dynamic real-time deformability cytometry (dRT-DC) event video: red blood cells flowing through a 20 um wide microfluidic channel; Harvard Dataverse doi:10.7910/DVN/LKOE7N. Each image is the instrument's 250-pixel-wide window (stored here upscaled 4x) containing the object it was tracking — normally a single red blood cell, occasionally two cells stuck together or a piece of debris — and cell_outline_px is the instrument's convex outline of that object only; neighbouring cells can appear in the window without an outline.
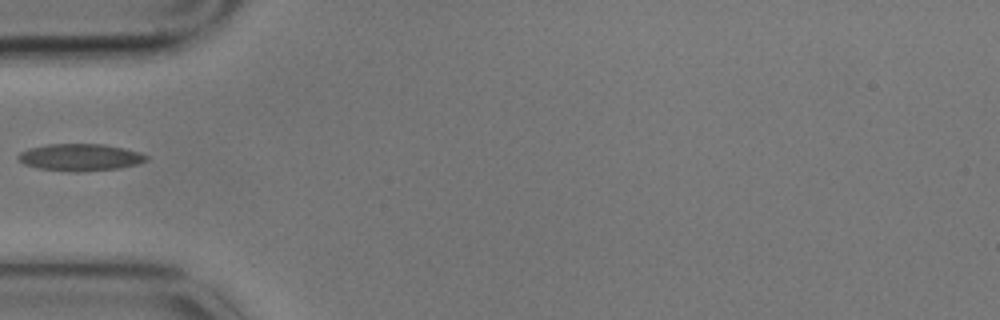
{"species": "common noctule bat (a hibernating species)", "species_latin": "Nyctalus noctula", "temperature_condition": "cold", "stored_images_in_passage": 9, "camera_frame_rate_fps": 3000, "um_per_image_px": 0.085, "animal": {"sex": "male", "body_mass_g": 17.9}, "frame": {"image": 1, "passage_image": 4, "time_ms": 1.0, "image_size_px": [1000, 320], "cell_outline_px": [[148, 160], [136, 164], [120, 168], [76, 172], [68, 172], [36, 168], [24, 164], [16, 156], [20, 152], [28, 148], [48, 144], [104, 144], [124, 148], [140, 152], [148, 156]], "centroid_in_image_um": [6.8, 13.37], "position_along_channel_um": 78.2, "area_um2": 20.35}}
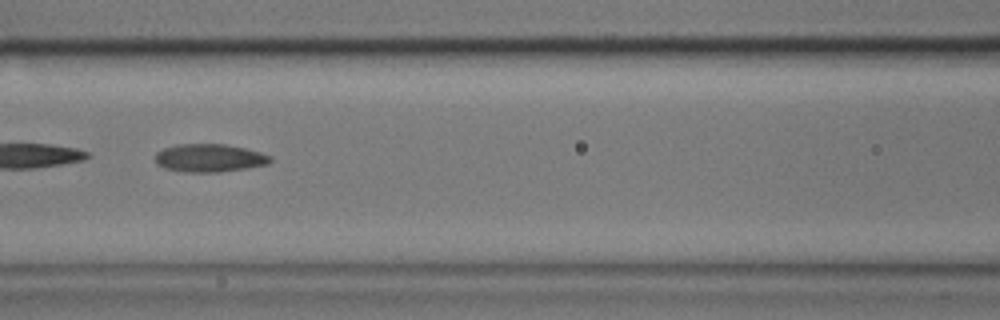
{"frame": {"image": 2, "passage_image": 6, "time_ms": 1.667, "image_size_px": [1000, 320], "cell_outline_px": [[272, 160], [268, 164], [248, 168], [220, 172], [184, 172], [164, 168], [156, 164], [156, 152], [164, 148], [176, 144], [224, 144], [244, 148], [260, 152], [272, 156]], "centroid_in_image_um": [17.8, 13.43], "position_along_channel_um": 148.8, "area_um2": 18.9}}
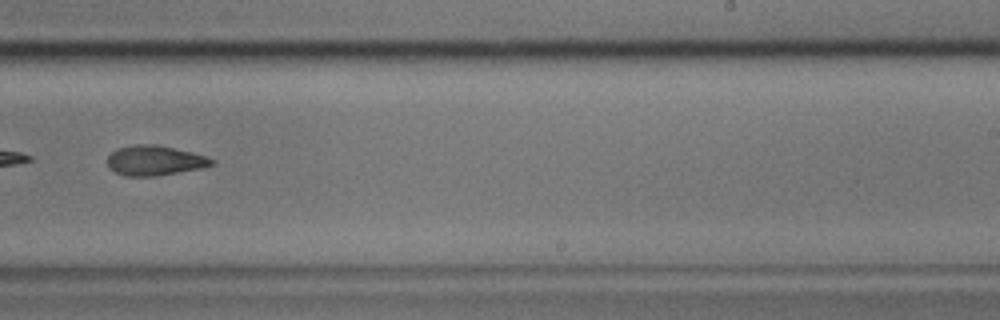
{"frame": {"image": 3, "passage_image": 9, "time_ms": 2.667, "image_size_px": [1000, 320], "cell_outline_px": [[216, 164], [200, 168], [156, 176], [124, 176], [108, 168], [108, 156], [116, 148], [132, 144], [156, 144], [192, 152], [216, 160]], "centroid_in_image_um": [13.13, 13.63], "position_along_channel_um": 275.9, "area_um2": 18.26}}